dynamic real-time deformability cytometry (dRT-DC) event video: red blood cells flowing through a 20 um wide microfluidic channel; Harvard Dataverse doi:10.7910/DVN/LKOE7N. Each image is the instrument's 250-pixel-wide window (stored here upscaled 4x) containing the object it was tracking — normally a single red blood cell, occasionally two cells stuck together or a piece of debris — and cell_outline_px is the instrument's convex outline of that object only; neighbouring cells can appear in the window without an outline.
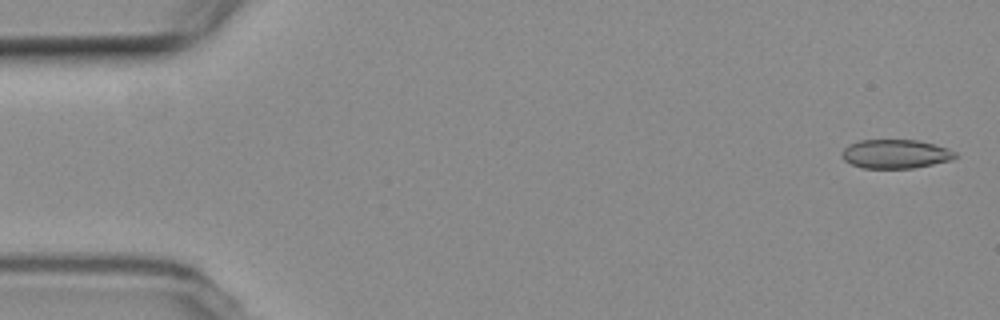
{"species": "common noctule bat (a hibernating species)", "species_latin": "Nyctalus noctula", "temperature_condition": "room temperature", "stored_images_in_passage": 2, "camera_frame_rate_fps": 3000, "um_per_image_px": 0.085, "animal": {"sex": "female", "body_mass_g": 19.3, "forearm_length_mm": 54.1}, "frame": {"image": 1, "passage_image": 1, "time_ms": 0.0, "image_size_px": [1000, 320], "cell_outline_px": [[956, 156], [952, 160], [912, 168], [864, 168], [852, 164], [844, 160], [840, 152], [848, 144], [860, 140], [916, 140], [932, 144], [956, 152]], "centroid_in_image_um": [76.07, 13.08], "position_along_channel_um": 8.9, "area_um2": 18.9}}